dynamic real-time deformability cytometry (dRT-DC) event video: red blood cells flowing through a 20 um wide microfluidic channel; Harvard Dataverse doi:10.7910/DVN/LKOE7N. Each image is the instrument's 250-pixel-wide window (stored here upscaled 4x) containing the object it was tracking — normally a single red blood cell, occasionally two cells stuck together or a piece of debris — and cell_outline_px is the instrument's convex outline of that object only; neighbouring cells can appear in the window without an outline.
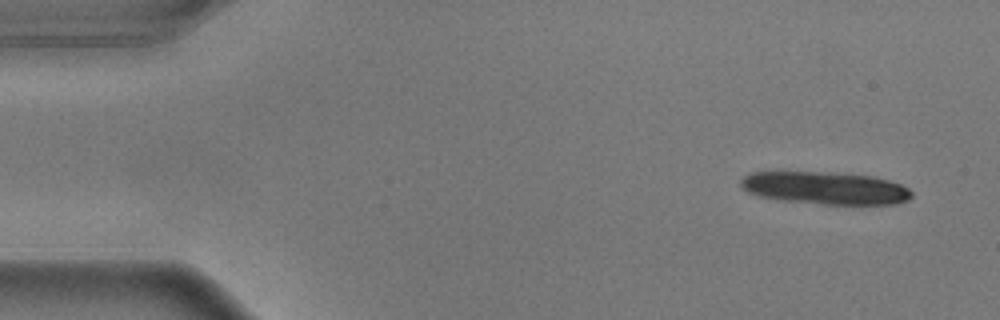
{"species": "common noctule bat (a hibernating species)", "species_latin": "Nyctalus noctula", "temperature_condition": "warm", "stored_images_in_passage": 12, "camera_frame_rate_fps": 3000, "um_per_image_px": 0.085, "animal": {"sex": "male", "body_mass_g": 17.9}, "frame": {"image": 1, "passage_image": 2, "time_ms": 0.333, "image_size_px": [1000, 320], "cell_outline_px": [[912, 196], [908, 200], [896, 204], [824, 204], [784, 200], [760, 196], [748, 192], [740, 188], [740, 180], [744, 176], [752, 172], [828, 172], [872, 176], [888, 180], [900, 184], [908, 188], [912, 192]], "centroid_in_image_um": [70.14, 15.98], "position_along_channel_um": 14.9, "area_um2": 32.31}}